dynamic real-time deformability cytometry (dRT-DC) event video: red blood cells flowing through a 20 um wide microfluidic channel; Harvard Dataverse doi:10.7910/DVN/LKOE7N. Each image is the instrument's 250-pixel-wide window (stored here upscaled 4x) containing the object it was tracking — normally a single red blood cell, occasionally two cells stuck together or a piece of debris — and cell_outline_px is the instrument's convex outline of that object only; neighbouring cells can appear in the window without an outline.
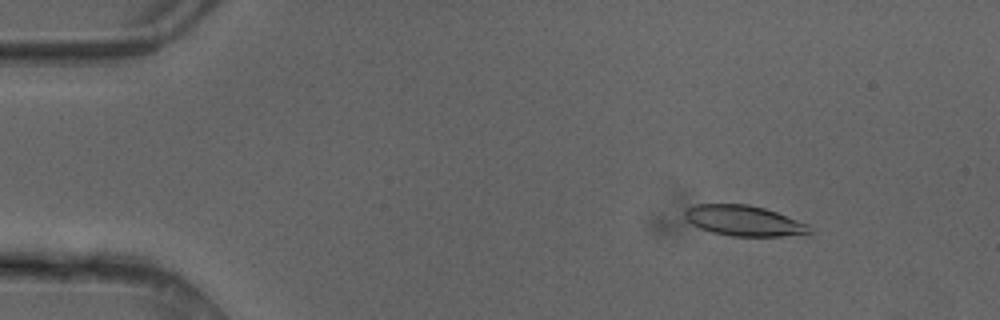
{"species": "common noctule bat (a hibernating species)", "species_latin": "Nyctalus noctula", "temperature_condition": "cold", "stored_images_in_passage": 17, "camera_frame_rate_fps": 3000, "um_per_image_px": 0.085, "animal": {"sex": "female"}, "frame": {"image": 1, "passage_image": 1, "time_ms": 0.0, "image_size_px": [1000, 320], "cell_outline_px": [[812, 232], [780, 236], [732, 236], [712, 232], [700, 228], [692, 224], [684, 216], [684, 212], [688, 208], [696, 204], [748, 204], [764, 208], [776, 212], [808, 224]], "centroid_in_image_um": [63.2, 18.75], "position_along_channel_um": 21.8, "area_um2": 21.85}}
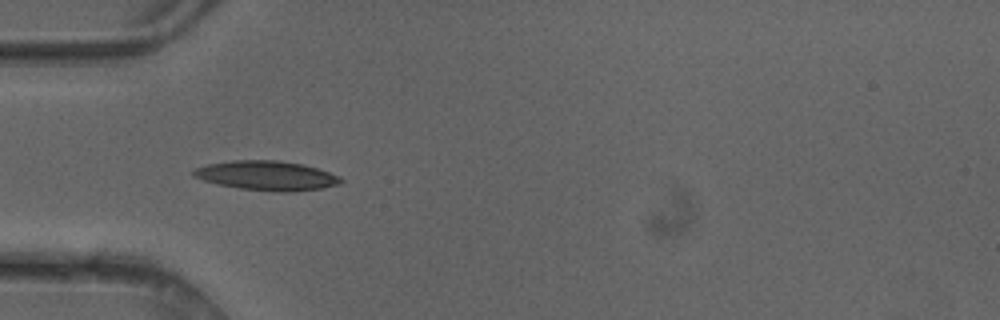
{"frame": {"image": 2, "passage_image": 10, "time_ms": 3.0, "image_size_px": [1000, 320], "cell_outline_px": [[344, 180], [340, 184], [320, 188], [296, 192], [280, 192], [240, 188], [216, 184], [192, 176], [192, 172], [196, 168], [208, 164], [232, 160], [280, 160], [304, 164], [328, 172]], "centroid_in_image_um": [22.66, 14.92], "position_along_channel_um": 62.3, "area_um2": 25.2}}